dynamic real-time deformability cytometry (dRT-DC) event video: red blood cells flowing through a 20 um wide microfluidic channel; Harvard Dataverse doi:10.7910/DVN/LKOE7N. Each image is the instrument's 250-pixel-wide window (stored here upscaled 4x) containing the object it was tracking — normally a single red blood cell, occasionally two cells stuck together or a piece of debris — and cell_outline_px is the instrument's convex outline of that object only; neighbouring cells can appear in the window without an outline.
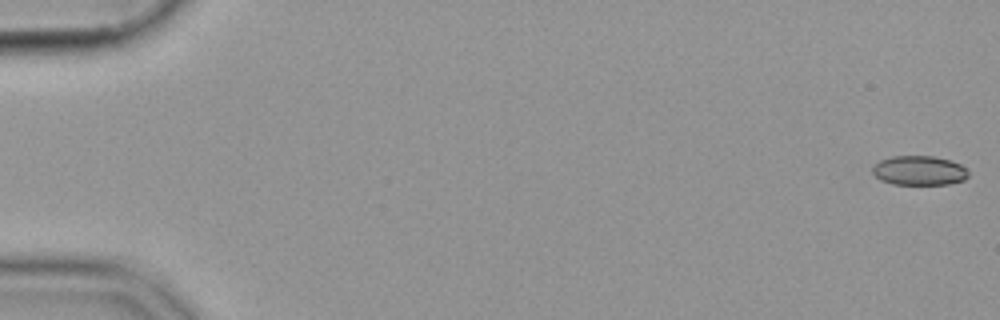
{"species": "common noctule bat (a hibernating species)", "species_latin": "Nyctalus noctula", "temperature_condition": "cold", "stored_images_in_passage": 55, "camera_frame_rate_fps": 3000, "um_per_image_px": 0.085, "animal": {"sex": "female", "body_mass_g": 19.9}, "frame": {"image": 1, "passage_image": 1, "time_ms": 0.0, "image_size_px": [1000, 320], "cell_outline_px": [[968, 176], [964, 180], [948, 184], [892, 184], [880, 180], [872, 172], [872, 168], [880, 160], [892, 156], [932, 156], [952, 160], [968, 168]], "centroid_in_image_um": [78.16, 14.49], "position_along_channel_um": 6.8, "area_um2": 16.53}}
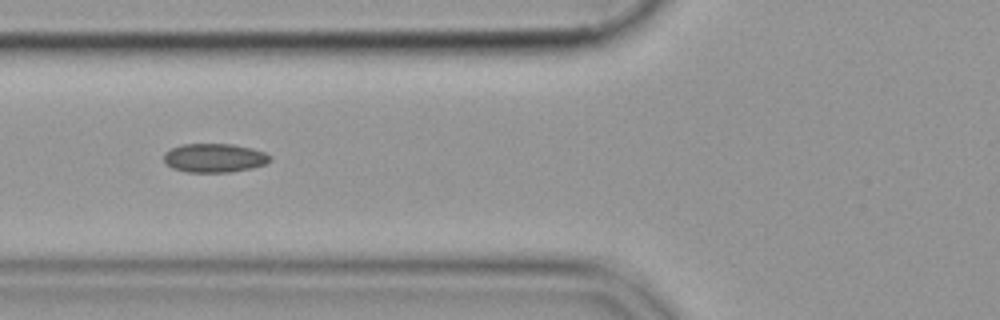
{"frame": {"image": 2, "passage_image": 22, "time_ms": 7.0, "image_size_px": [1000, 320], "cell_outline_px": [[272, 160], [264, 164], [252, 168], [232, 172], [188, 172], [172, 168], [164, 160], [164, 152], [172, 148], [184, 144], [232, 144], [252, 148], [264, 152], [272, 156]], "centroid_in_image_um": [18.25, 13.42], "position_along_channel_um": 107.5, "area_um2": 17.86}}
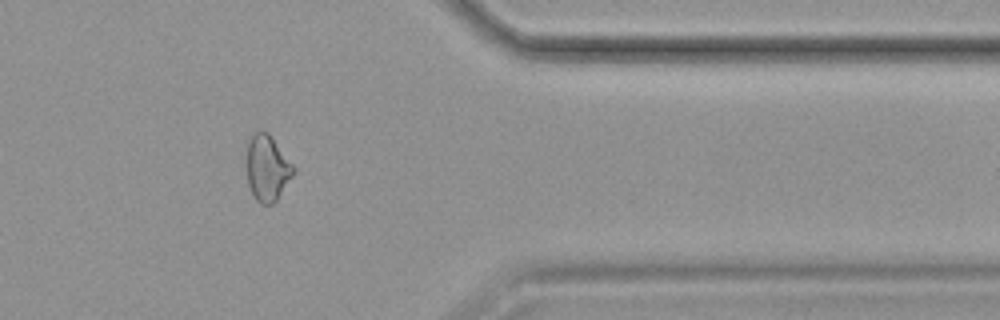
{"frame": {"image": 3, "passage_image": 46, "time_ms": 15.0, "image_size_px": [1000, 320], "cell_outline_px": [[296, 168], [292, 176], [276, 200], [272, 204], [260, 204], [256, 200], [248, 184], [244, 140], [256, 132], [268, 132]], "centroid_in_image_um": [22.66, 14.24], "position_along_channel_um": 388.7, "area_um2": 18.26}}